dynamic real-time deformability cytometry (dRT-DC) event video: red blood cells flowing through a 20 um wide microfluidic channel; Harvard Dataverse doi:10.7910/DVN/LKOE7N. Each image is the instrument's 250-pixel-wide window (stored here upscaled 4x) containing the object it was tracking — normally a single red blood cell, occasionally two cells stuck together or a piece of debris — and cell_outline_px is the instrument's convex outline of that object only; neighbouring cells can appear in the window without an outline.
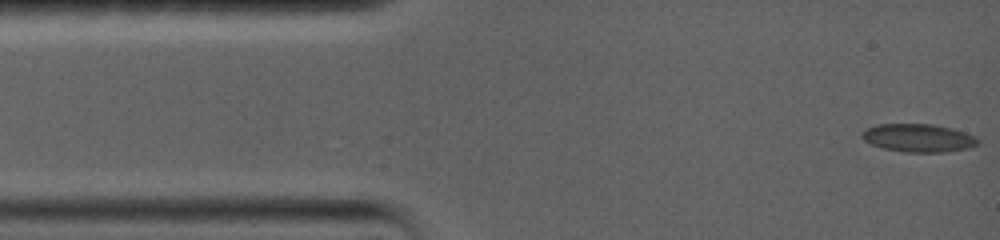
{"species": "common noctule bat (a hibernating species)", "species_latin": "Nyctalus noctula", "temperature_condition": "warm", "stored_images_in_passage": 83, "camera_frame_rate_fps": 5000, "um_per_image_px": 0.085, "animal": {"sex": "female", "body_mass_g": 19.0, "forearm_length_mm": 56.7}, "frame": {"image": 1, "passage_image": 1, "time_ms": 0.0, "image_size_px": [1000, 240], "cell_outline_px": [[980, 144], [968, 148], [944, 152], [904, 152], [884, 148], [872, 144], [864, 140], [860, 136], [860, 132], [876, 124], [932, 124], [952, 128], [964, 132], [980, 140]], "centroid_in_image_um": [78.05, 11.72], "position_along_channel_um": 6.9, "area_um2": 18.96}}
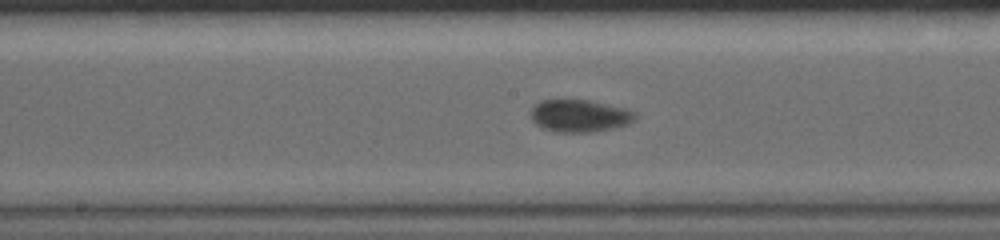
{"frame": {"image": 2, "passage_image": 36, "time_ms": 7.6, "image_size_px": [1000, 240], "cell_outline_px": [[636, 116], [628, 124], [612, 128], [588, 132], [556, 132], [540, 128], [532, 120], [532, 108], [540, 100], [588, 100], [628, 108], [636, 112]], "centroid_in_image_um": [49.27, 9.84], "position_along_channel_um": 198.9, "area_um2": 19.65}}
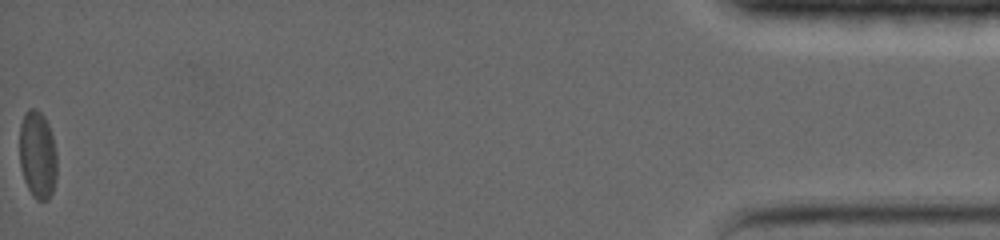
{"frame": {"image": 3, "passage_image": 83, "time_ms": 18.2, "image_size_px": [1000, 240], "cell_outline_px": [[56, 180], [52, 192], [48, 200], [36, 200], [32, 196], [24, 180], [20, 168], [20, 124], [24, 112], [28, 108], [36, 108], [44, 116], [48, 124], [52, 136], [56, 152]], "centroid_in_image_um": [3.18, 13.15], "position_along_channel_um": 432.0, "area_um2": 19.31}}